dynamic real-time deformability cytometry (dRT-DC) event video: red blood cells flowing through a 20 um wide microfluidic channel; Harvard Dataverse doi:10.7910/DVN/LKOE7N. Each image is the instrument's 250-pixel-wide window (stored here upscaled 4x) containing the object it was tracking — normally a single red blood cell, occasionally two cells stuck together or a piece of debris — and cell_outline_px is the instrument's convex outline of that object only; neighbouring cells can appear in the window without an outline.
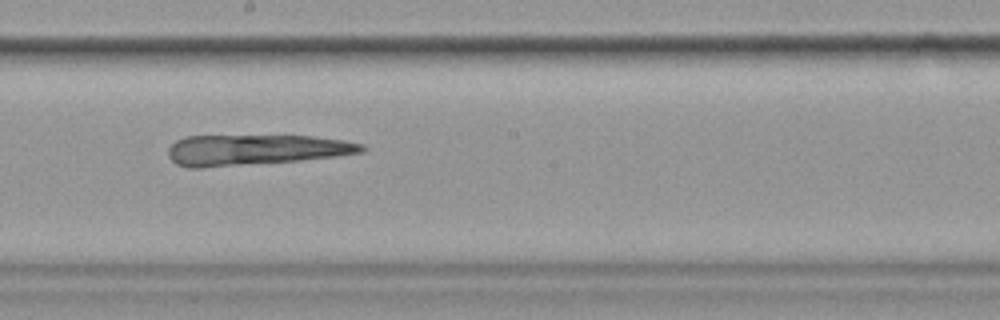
{"species": "common noctule bat (a hibernating species)", "species_latin": "Nyctalus noctula", "temperature_condition": "cold", "stored_images_in_passage": 12, "camera_frame_rate_fps": 3000, "um_per_image_px": 0.085, "animal": {"sex": "female", "body_mass_g": 19.9}, "frame": {"image": 1, "passage_image": 6, "time_ms": 6.667, "image_size_px": [1000, 320], "cell_outline_px": [[368, 148], [364, 152], [336, 156], [300, 160], [204, 168], [188, 168], [176, 164], [168, 156], [168, 148], [176, 140], [184, 136], [312, 136], [344, 140], [364, 144]], "centroid_in_image_um": [21.71, 12.74], "position_along_channel_um": 226.5, "area_um2": 34.68}}
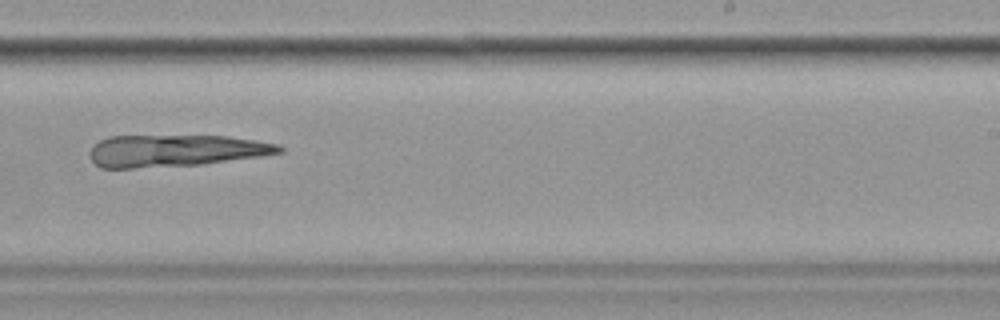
{"frame": {"image": 2, "passage_image": 7, "time_ms": 8.0, "image_size_px": [1000, 320], "cell_outline_px": [[284, 152], [260, 156], [200, 164], [132, 168], [100, 168], [88, 156], [88, 152], [100, 140], [108, 136], [228, 136], [280, 144], [284, 148]], "centroid_in_image_um": [14.9, 12.8], "position_along_channel_um": 274.1, "area_um2": 35.14}}